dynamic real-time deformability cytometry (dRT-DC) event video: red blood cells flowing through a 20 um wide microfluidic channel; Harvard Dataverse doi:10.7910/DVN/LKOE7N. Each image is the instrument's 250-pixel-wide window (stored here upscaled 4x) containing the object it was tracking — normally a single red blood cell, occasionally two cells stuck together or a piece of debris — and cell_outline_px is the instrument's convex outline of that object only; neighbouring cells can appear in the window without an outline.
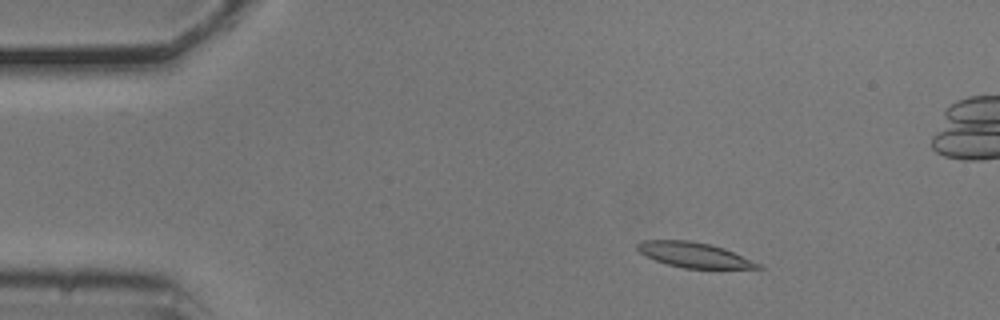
{"species": "common noctule bat (a hibernating species)", "species_latin": "Nyctalus noctula", "temperature_condition": "cold", "stored_images_in_passage": 55, "camera_frame_rate_fps": 3000, "um_per_image_px": 0.085, "animal": {"sex": "male", "body_mass_g": 20.5, "forearm_length_mm": 52.5}, "frame": {"image": 1, "passage_image": 8, "time_ms": 2.333, "image_size_px": [1000, 320], "cell_outline_px": [[764, 268], [684, 268], [668, 264], [644, 256], [636, 248], [636, 244], [644, 240], [688, 240], [708, 244], [724, 248], [760, 264]], "centroid_in_image_um": [58.95, 21.66], "position_along_channel_um": 26.1, "area_um2": 17.34}}
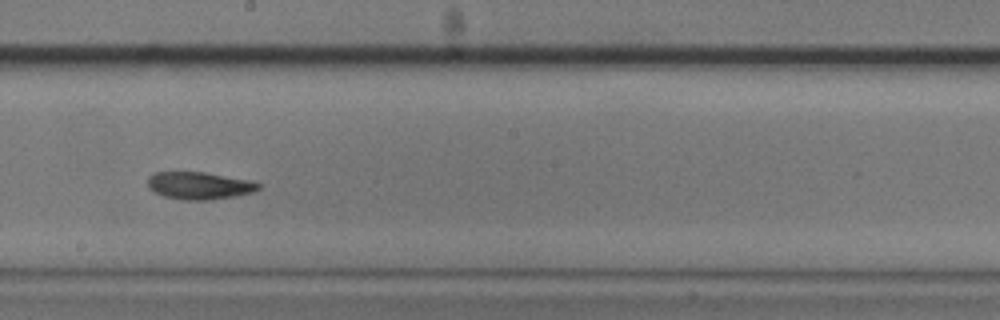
{"frame": {"image": 2, "passage_image": 30, "time_ms": 9.667, "image_size_px": [1000, 320], "cell_outline_px": [[264, 184], [260, 188], [252, 192], [236, 196], [208, 200], [184, 200], [164, 196], [156, 192], [148, 184], [148, 176], [156, 172], [204, 172], [248, 180]], "centroid_in_image_um": [16.98, 15.77], "position_along_channel_um": 231.2, "area_um2": 17.51}}
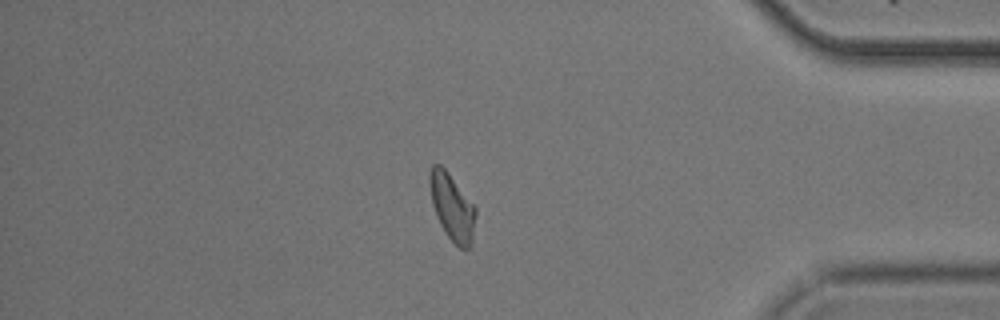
{"frame": {"image": 3, "passage_image": 46, "time_ms": 15.0, "image_size_px": [1000, 320], "cell_outline_px": [[476, 212], [472, 244], [468, 248], [460, 248], [444, 232], [436, 216], [432, 204], [428, 184], [428, 172], [432, 164], [440, 164], [448, 172], [476, 208]], "centroid_in_image_um": [38.39, 17.57], "position_along_channel_um": 396.8, "area_um2": 17.92}, "authors_computed_cell_mechanics": {"area_um2": 18.0336, "velocity_mm_per_s": 3.6958, "shape_relaxation_time_tau1_ms": 5.2615, "shape_relaxation_time_tau2_ms": 2.1333, "deformation_change_tau1": 0.1408, "deformation_change_tau2": 0.0793}}